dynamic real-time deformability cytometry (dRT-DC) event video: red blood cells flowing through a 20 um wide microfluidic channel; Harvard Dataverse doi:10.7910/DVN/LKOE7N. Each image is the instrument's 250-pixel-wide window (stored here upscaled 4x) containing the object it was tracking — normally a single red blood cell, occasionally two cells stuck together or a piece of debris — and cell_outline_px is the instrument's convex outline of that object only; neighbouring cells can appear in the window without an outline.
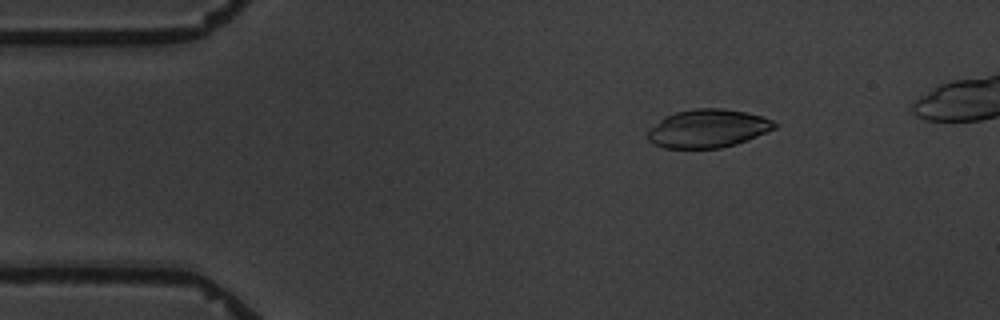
{"species": "common noctule bat (a hibernating species)", "species_latin": "Nyctalus noctula", "temperature_condition": "warm", "stored_images_in_passage": 4, "camera_frame_rate_fps": 3000, "um_per_image_px": 0.085, "animal": {"sex": "male", "body_mass_g": 19.5, "forearm_length_mm": 54.6}, "frame": {"image": 1, "passage_image": 2, "time_ms": 1.333, "image_size_px": [1000, 320], "cell_outline_px": [[780, 124], [776, 128], [748, 140], [736, 144], [720, 148], [664, 148], [652, 144], [648, 140], [648, 132], [664, 116], [676, 112], [696, 108], [724, 108], [744, 112], [760, 116], [772, 120]], "centroid_in_image_um": [60.19, 10.93], "position_along_channel_um": 24.8, "area_um2": 28.26}}